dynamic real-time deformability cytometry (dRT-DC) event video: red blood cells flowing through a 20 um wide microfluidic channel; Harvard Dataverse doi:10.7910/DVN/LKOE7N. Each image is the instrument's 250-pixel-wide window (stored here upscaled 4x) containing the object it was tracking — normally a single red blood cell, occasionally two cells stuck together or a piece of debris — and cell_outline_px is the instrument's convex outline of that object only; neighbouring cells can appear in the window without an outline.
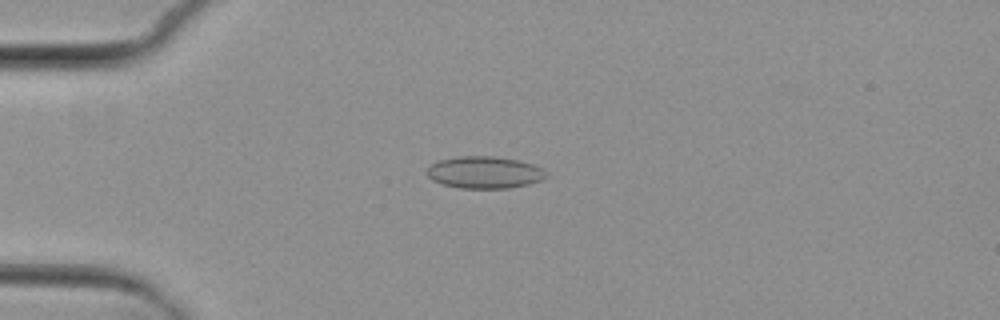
{"species": "common noctule bat (a hibernating species)", "species_latin": "Nyctalus noctula", "temperature_condition": "cold", "stored_images_in_passage": 1, "camera_frame_rate_fps": 3000, "um_per_image_px": 0.085, "animal": {"sex": "female", "body_mass_g": 29.2, "forearm_length_mm": 56.3}, "frame": {"image": 1, "passage_image": 1, "time_ms": 0.0, "image_size_px": [1000, 320], "cell_outline_px": [[548, 176], [540, 180], [528, 184], [508, 188], [460, 188], [440, 184], [432, 180], [428, 176], [428, 168], [432, 164], [440, 160], [456, 156], [496, 156], [520, 160], [544, 168]], "centroid_in_image_um": [41.2, 14.65], "position_along_channel_um": 43.8, "area_um2": 22.37}}